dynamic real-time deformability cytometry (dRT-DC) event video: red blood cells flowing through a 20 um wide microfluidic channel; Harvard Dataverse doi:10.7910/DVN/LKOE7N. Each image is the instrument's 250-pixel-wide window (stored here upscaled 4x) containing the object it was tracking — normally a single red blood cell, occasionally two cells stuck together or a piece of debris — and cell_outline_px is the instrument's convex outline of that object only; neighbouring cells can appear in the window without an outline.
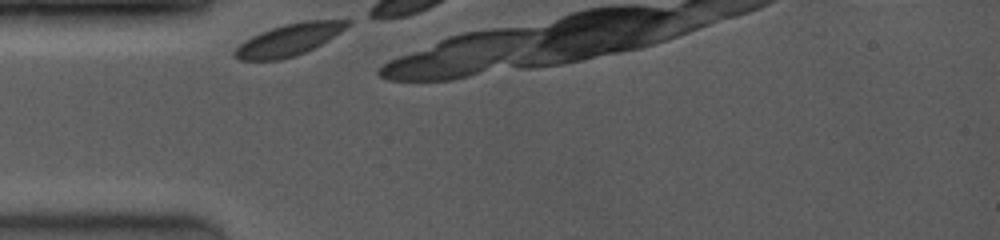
{"species": "common noctule bat (a hibernating species)", "species_latin": "Nyctalus noctula", "temperature_condition": "room temperature", "stored_images_in_passage": 7, "camera_frame_rate_fps": 4000, "um_per_image_px": 0.085, "animal": {"sex": "female", "body_mass_g": 19.0, "forearm_length_mm": 53.3}, "frame": {"image": 1, "passage_image": 1, "time_ms": 0.0, "image_size_px": [1000, 240], "cell_outline_px": [[352, 24], [340, 32], [320, 44], [304, 52], [280, 60], [240, 60], [232, 56], [232, 52], [244, 40], [260, 32], [284, 24], [304, 20], [352, 20]], "centroid_in_image_um": [24.53, 3.37], "position_along_channel_um": 60.5, "area_um2": 20.75}}